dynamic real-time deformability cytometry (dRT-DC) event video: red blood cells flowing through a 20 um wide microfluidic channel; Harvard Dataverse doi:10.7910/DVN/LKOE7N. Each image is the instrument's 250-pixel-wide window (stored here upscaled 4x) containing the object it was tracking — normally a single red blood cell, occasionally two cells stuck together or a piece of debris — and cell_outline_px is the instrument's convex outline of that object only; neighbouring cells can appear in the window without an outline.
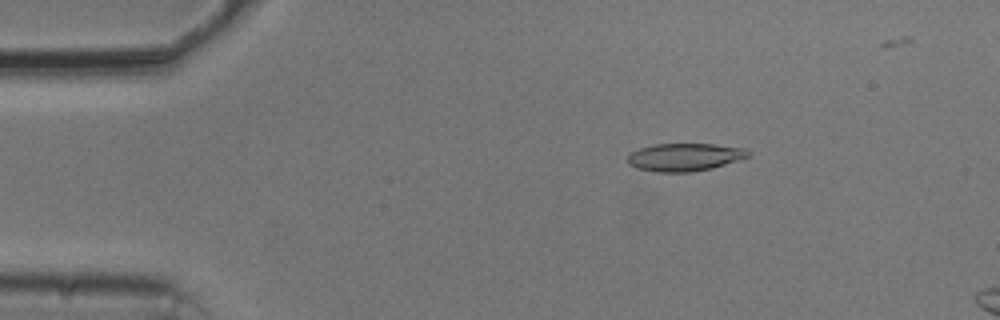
{"species": "common noctule bat (a hibernating species)", "species_latin": "Nyctalus noctula", "temperature_condition": "cold", "stored_images_in_passage": 15, "camera_frame_rate_fps": 3000, "um_per_image_px": 0.085, "animal": {"sex": "male", "body_mass_g": 20.5, "forearm_length_mm": 52.5}, "frame": {"image": 1, "passage_image": 9, "time_ms": 2.667, "image_size_px": [1000, 320], "cell_outline_px": [[752, 152], [748, 156], [712, 168], [692, 172], [656, 172], [636, 168], [628, 164], [628, 156], [632, 152], [640, 148], [652, 144], [716, 144], [748, 148]], "centroid_in_image_um": [58.2, 13.35], "position_along_channel_um": 26.8, "area_um2": 19.59}}